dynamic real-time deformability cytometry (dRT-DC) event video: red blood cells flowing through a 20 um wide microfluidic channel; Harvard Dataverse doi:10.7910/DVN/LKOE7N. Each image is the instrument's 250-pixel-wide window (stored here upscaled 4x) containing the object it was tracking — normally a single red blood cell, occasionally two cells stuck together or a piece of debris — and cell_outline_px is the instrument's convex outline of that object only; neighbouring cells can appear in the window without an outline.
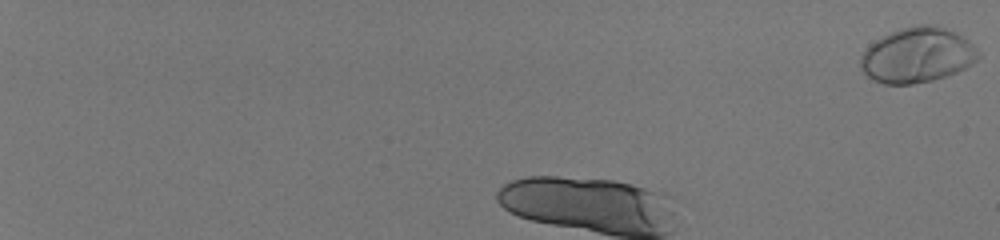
{"species": "human", "species_latin": "Homo sapiens", "temperature_condition": "room temperature", "stored_images_in_passage": 14, "camera_frame_rate_fps": 3000, "um_per_image_px": 0.085, "donor": {"sex": "male"}, "frame": {"image": 1, "passage_image": 1, "time_ms": 0.0, "image_size_px": [1000, 240], "cell_outline_px": [[980, 56], [972, 64], [956, 72], [932, 80], [912, 84], [884, 84], [872, 80], [860, 68], [860, 56], [876, 40], [888, 32], [900, 28], [920, 24], [936, 24], [956, 32], [964, 36], [976, 48]], "centroid_in_image_um": [77.97, 4.67], "position_along_channel_um": 7.0, "area_um2": 37.92}}